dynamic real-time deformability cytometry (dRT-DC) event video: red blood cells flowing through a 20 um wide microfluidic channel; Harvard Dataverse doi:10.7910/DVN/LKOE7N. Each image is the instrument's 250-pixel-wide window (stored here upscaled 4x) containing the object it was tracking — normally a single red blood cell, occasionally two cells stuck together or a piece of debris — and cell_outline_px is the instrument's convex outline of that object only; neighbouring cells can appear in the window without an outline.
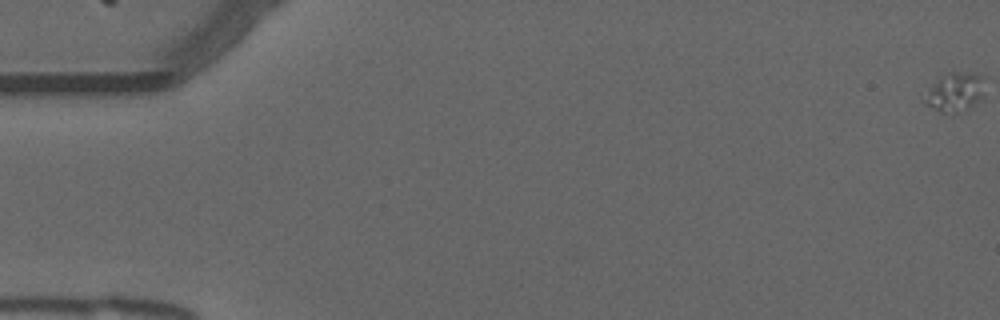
{"species": "common noctule bat (a hibernating species)", "species_latin": "Nyctalus noctula", "temperature_condition": "warm", "stored_images_in_passage": 58, "camera_frame_rate_fps": 3000, "um_per_image_px": 0.085, "animal": {"sex": "male", "forearm_length_mm": 52.5}, "frame": {"image": 1, "passage_image": 1, "time_ms": 0.0, "image_size_px": [1000, 320], "cell_outline_px": [[984, 96], [980, 100], [952, 116], [940, 112], [928, 104], [924, 100], [928, 88], [940, 76], [952, 68], [976, 72], [984, 76]], "centroid_in_image_um": [81.22, 7.75], "position_along_channel_um": 3.8, "area_um2": 14.39}}
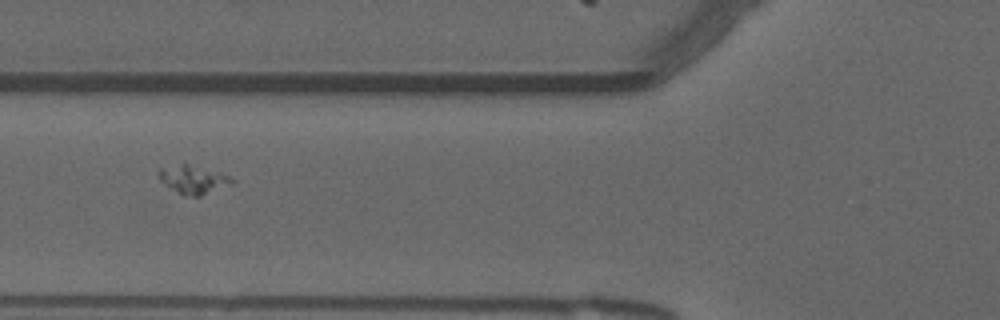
{"frame": {"image": 2, "passage_image": 23, "time_ms": 7.333, "image_size_px": [1000, 320], "cell_outline_px": [[236, 180], [232, 184], [200, 196], [180, 196], [164, 184], [160, 180], [156, 172], [160, 168], [184, 160], [220, 172]], "centroid_in_image_um": [16.37, 15.21], "position_along_channel_um": 109.4, "area_um2": 12.95}}
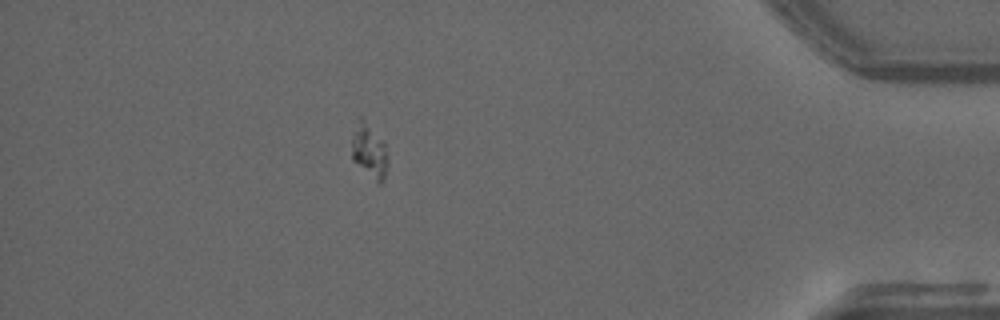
{"frame": {"image": 3, "passage_image": 51, "time_ms": 16.667, "image_size_px": [1000, 320], "cell_outline_px": [[388, 164], [384, 180], [380, 184], [376, 184], [352, 160], [352, 132], [360, 116], [384, 140], [388, 156]], "centroid_in_image_um": [31.41, 12.88], "position_along_channel_um": 403.8, "area_um2": 11.73}}